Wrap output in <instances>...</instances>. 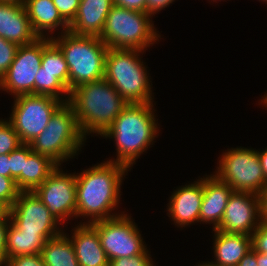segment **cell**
Masks as SVG:
<instances>
[{"label":"cell","mask_w":267,"mask_h":266,"mask_svg":"<svg viewBox=\"0 0 267 266\" xmlns=\"http://www.w3.org/2000/svg\"><path fill=\"white\" fill-rule=\"evenodd\" d=\"M20 145L22 143L10 121L0 118V155L10 154Z\"/></svg>","instance_id":"cell-27"},{"label":"cell","mask_w":267,"mask_h":266,"mask_svg":"<svg viewBox=\"0 0 267 266\" xmlns=\"http://www.w3.org/2000/svg\"><path fill=\"white\" fill-rule=\"evenodd\" d=\"M130 215V216H129ZM91 223L97 230L100 243L109 261L142 254L147 245L131 214Z\"/></svg>","instance_id":"cell-10"},{"label":"cell","mask_w":267,"mask_h":266,"mask_svg":"<svg viewBox=\"0 0 267 266\" xmlns=\"http://www.w3.org/2000/svg\"><path fill=\"white\" fill-rule=\"evenodd\" d=\"M260 223L259 195L233 191L228 199L220 225L215 230L251 236Z\"/></svg>","instance_id":"cell-14"},{"label":"cell","mask_w":267,"mask_h":266,"mask_svg":"<svg viewBox=\"0 0 267 266\" xmlns=\"http://www.w3.org/2000/svg\"><path fill=\"white\" fill-rule=\"evenodd\" d=\"M155 104L132 103L122 109L111 126L100 136L113 139L116 146V159L114 157L106 161L122 164L131 171L137 159L150 149L161 131L154 113L157 111Z\"/></svg>","instance_id":"cell-2"},{"label":"cell","mask_w":267,"mask_h":266,"mask_svg":"<svg viewBox=\"0 0 267 266\" xmlns=\"http://www.w3.org/2000/svg\"><path fill=\"white\" fill-rule=\"evenodd\" d=\"M212 233H214L212 241L214 261H207L212 266H237L252 249L250 235L226 233L213 229Z\"/></svg>","instance_id":"cell-21"},{"label":"cell","mask_w":267,"mask_h":266,"mask_svg":"<svg viewBox=\"0 0 267 266\" xmlns=\"http://www.w3.org/2000/svg\"><path fill=\"white\" fill-rule=\"evenodd\" d=\"M258 195L260 200L261 221L267 222V186Z\"/></svg>","instance_id":"cell-38"},{"label":"cell","mask_w":267,"mask_h":266,"mask_svg":"<svg viewBox=\"0 0 267 266\" xmlns=\"http://www.w3.org/2000/svg\"><path fill=\"white\" fill-rule=\"evenodd\" d=\"M85 143L74 110L66 102L54 112L47 127L29 145L33 152L47 156L61 166L76 158Z\"/></svg>","instance_id":"cell-6"},{"label":"cell","mask_w":267,"mask_h":266,"mask_svg":"<svg viewBox=\"0 0 267 266\" xmlns=\"http://www.w3.org/2000/svg\"><path fill=\"white\" fill-rule=\"evenodd\" d=\"M267 92V91H266ZM265 92V94L261 97V99H259L260 103H258L259 105H263L262 107H265L267 109V93Z\"/></svg>","instance_id":"cell-44"},{"label":"cell","mask_w":267,"mask_h":266,"mask_svg":"<svg viewBox=\"0 0 267 266\" xmlns=\"http://www.w3.org/2000/svg\"><path fill=\"white\" fill-rule=\"evenodd\" d=\"M265 180L267 181V147L265 150H257Z\"/></svg>","instance_id":"cell-42"},{"label":"cell","mask_w":267,"mask_h":266,"mask_svg":"<svg viewBox=\"0 0 267 266\" xmlns=\"http://www.w3.org/2000/svg\"><path fill=\"white\" fill-rule=\"evenodd\" d=\"M258 1H262V3L264 2L267 5V0H258Z\"/></svg>","instance_id":"cell-48"},{"label":"cell","mask_w":267,"mask_h":266,"mask_svg":"<svg viewBox=\"0 0 267 266\" xmlns=\"http://www.w3.org/2000/svg\"><path fill=\"white\" fill-rule=\"evenodd\" d=\"M175 2V0H147V13L155 17L157 13L161 10H165L166 7H169L170 4Z\"/></svg>","instance_id":"cell-37"},{"label":"cell","mask_w":267,"mask_h":266,"mask_svg":"<svg viewBox=\"0 0 267 266\" xmlns=\"http://www.w3.org/2000/svg\"><path fill=\"white\" fill-rule=\"evenodd\" d=\"M203 192V176L173 191L168 199L167 215L176 227L181 229L199 223Z\"/></svg>","instance_id":"cell-15"},{"label":"cell","mask_w":267,"mask_h":266,"mask_svg":"<svg viewBox=\"0 0 267 266\" xmlns=\"http://www.w3.org/2000/svg\"><path fill=\"white\" fill-rule=\"evenodd\" d=\"M68 103L86 139L102 136L128 104L105 78L76 86Z\"/></svg>","instance_id":"cell-3"},{"label":"cell","mask_w":267,"mask_h":266,"mask_svg":"<svg viewBox=\"0 0 267 266\" xmlns=\"http://www.w3.org/2000/svg\"><path fill=\"white\" fill-rule=\"evenodd\" d=\"M7 266H46L41 253L8 258Z\"/></svg>","instance_id":"cell-34"},{"label":"cell","mask_w":267,"mask_h":266,"mask_svg":"<svg viewBox=\"0 0 267 266\" xmlns=\"http://www.w3.org/2000/svg\"><path fill=\"white\" fill-rule=\"evenodd\" d=\"M217 1H220V2H221V1H226V0H211V2H215V3H216Z\"/></svg>","instance_id":"cell-47"},{"label":"cell","mask_w":267,"mask_h":266,"mask_svg":"<svg viewBox=\"0 0 267 266\" xmlns=\"http://www.w3.org/2000/svg\"><path fill=\"white\" fill-rule=\"evenodd\" d=\"M237 266H258L256 259V251L251 249L238 263Z\"/></svg>","instance_id":"cell-40"},{"label":"cell","mask_w":267,"mask_h":266,"mask_svg":"<svg viewBox=\"0 0 267 266\" xmlns=\"http://www.w3.org/2000/svg\"><path fill=\"white\" fill-rule=\"evenodd\" d=\"M10 221H0V265L7 266L6 234Z\"/></svg>","instance_id":"cell-35"},{"label":"cell","mask_w":267,"mask_h":266,"mask_svg":"<svg viewBox=\"0 0 267 266\" xmlns=\"http://www.w3.org/2000/svg\"><path fill=\"white\" fill-rule=\"evenodd\" d=\"M256 259L258 266H267V253L256 252Z\"/></svg>","instance_id":"cell-43"},{"label":"cell","mask_w":267,"mask_h":266,"mask_svg":"<svg viewBox=\"0 0 267 266\" xmlns=\"http://www.w3.org/2000/svg\"><path fill=\"white\" fill-rule=\"evenodd\" d=\"M78 224L68 236L79 266H109V260L101 246L96 228L89 223Z\"/></svg>","instance_id":"cell-18"},{"label":"cell","mask_w":267,"mask_h":266,"mask_svg":"<svg viewBox=\"0 0 267 266\" xmlns=\"http://www.w3.org/2000/svg\"><path fill=\"white\" fill-rule=\"evenodd\" d=\"M0 37L18 46L34 42V33L23 4L0 2Z\"/></svg>","instance_id":"cell-17"},{"label":"cell","mask_w":267,"mask_h":266,"mask_svg":"<svg viewBox=\"0 0 267 266\" xmlns=\"http://www.w3.org/2000/svg\"><path fill=\"white\" fill-rule=\"evenodd\" d=\"M62 18L70 24L76 17L80 0H52Z\"/></svg>","instance_id":"cell-32"},{"label":"cell","mask_w":267,"mask_h":266,"mask_svg":"<svg viewBox=\"0 0 267 266\" xmlns=\"http://www.w3.org/2000/svg\"><path fill=\"white\" fill-rule=\"evenodd\" d=\"M219 158L213 174L234 191L259 194L267 186L256 149L230 148L223 151Z\"/></svg>","instance_id":"cell-8"},{"label":"cell","mask_w":267,"mask_h":266,"mask_svg":"<svg viewBox=\"0 0 267 266\" xmlns=\"http://www.w3.org/2000/svg\"><path fill=\"white\" fill-rule=\"evenodd\" d=\"M41 67L44 72L55 74L69 90V69L64 54L50 38H43Z\"/></svg>","instance_id":"cell-25"},{"label":"cell","mask_w":267,"mask_h":266,"mask_svg":"<svg viewBox=\"0 0 267 266\" xmlns=\"http://www.w3.org/2000/svg\"><path fill=\"white\" fill-rule=\"evenodd\" d=\"M196 266H212V265H210L207 261L205 262H201V263H198Z\"/></svg>","instance_id":"cell-46"},{"label":"cell","mask_w":267,"mask_h":266,"mask_svg":"<svg viewBox=\"0 0 267 266\" xmlns=\"http://www.w3.org/2000/svg\"><path fill=\"white\" fill-rule=\"evenodd\" d=\"M18 190L12 178L0 175V199L12 206L18 197Z\"/></svg>","instance_id":"cell-31"},{"label":"cell","mask_w":267,"mask_h":266,"mask_svg":"<svg viewBox=\"0 0 267 266\" xmlns=\"http://www.w3.org/2000/svg\"><path fill=\"white\" fill-rule=\"evenodd\" d=\"M10 219L20 233L43 234L48 240L65 231L33 191L18 194Z\"/></svg>","instance_id":"cell-13"},{"label":"cell","mask_w":267,"mask_h":266,"mask_svg":"<svg viewBox=\"0 0 267 266\" xmlns=\"http://www.w3.org/2000/svg\"><path fill=\"white\" fill-rule=\"evenodd\" d=\"M144 52L109 48L106 54L104 78L128 104L154 103L152 78L142 59Z\"/></svg>","instance_id":"cell-4"},{"label":"cell","mask_w":267,"mask_h":266,"mask_svg":"<svg viewBox=\"0 0 267 266\" xmlns=\"http://www.w3.org/2000/svg\"><path fill=\"white\" fill-rule=\"evenodd\" d=\"M59 165L47 156L35 153L27 144V160L21 172V192H32L39 187Z\"/></svg>","instance_id":"cell-22"},{"label":"cell","mask_w":267,"mask_h":266,"mask_svg":"<svg viewBox=\"0 0 267 266\" xmlns=\"http://www.w3.org/2000/svg\"><path fill=\"white\" fill-rule=\"evenodd\" d=\"M11 206L0 199V221H11Z\"/></svg>","instance_id":"cell-41"},{"label":"cell","mask_w":267,"mask_h":266,"mask_svg":"<svg viewBox=\"0 0 267 266\" xmlns=\"http://www.w3.org/2000/svg\"><path fill=\"white\" fill-rule=\"evenodd\" d=\"M43 38L19 46L13 62L0 79V90L13 98L24 94H35V76L41 67Z\"/></svg>","instance_id":"cell-11"},{"label":"cell","mask_w":267,"mask_h":266,"mask_svg":"<svg viewBox=\"0 0 267 266\" xmlns=\"http://www.w3.org/2000/svg\"><path fill=\"white\" fill-rule=\"evenodd\" d=\"M128 171L122 164L103 161L80 173L75 172L76 219L87 218L86 222L82 219L79 223L91 224L126 212L114 210L120 206L121 186Z\"/></svg>","instance_id":"cell-1"},{"label":"cell","mask_w":267,"mask_h":266,"mask_svg":"<svg viewBox=\"0 0 267 266\" xmlns=\"http://www.w3.org/2000/svg\"><path fill=\"white\" fill-rule=\"evenodd\" d=\"M64 102L47 95L24 94L14 97L8 120L22 144H30L47 127L54 112Z\"/></svg>","instance_id":"cell-9"},{"label":"cell","mask_w":267,"mask_h":266,"mask_svg":"<svg viewBox=\"0 0 267 266\" xmlns=\"http://www.w3.org/2000/svg\"><path fill=\"white\" fill-rule=\"evenodd\" d=\"M0 2L14 3V4H24L25 0H0Z\"/></svg>","instance_id":"cell-45"},{"label":"cell","mask_w":267,"mask_h":266,"mask_svg":"<svg viewBox=\"0 0 267 266\" xmlns=\"http://www.w3.org/2000/svg\"><path fill=\"white\" fill-rule=\"evenodd\" d=\"M18 45L0 37V79L13 62Z\"/></svg>","instance_id":"cell-29"},{"label":"cell","mask_w":267,"mask_h":266,"mask_svg":"<svg viewBox=\"0 0 267 266\" xmlns=\"http://www.w3.org/2000/svg\"><path fill=\"white\" fill-rule=\"evenodd\" d=\"M204 176V192L199 215V222L213 225L215 230L223 218L228 199L234 191L226 182L215 174Z\"/></svg>","instance_id":"cell-16"},{"label":"cell","mask_w":267,"mask_h":266,"mask_svg":"<svg viewBox=\"0 0 267 266\" xmlns=\"http://www.w3.org/2000/svg\"><path fill=\"white\" fill-rule=\"evenodd\" d=\"M55 35L51 40L63 52L68 65L69 91L104 78L109 47L99 37L77 35L70 31Z\"/></svg>","instance_id":"cell-5"},{"label":"cell","mask_w":267,"mask_h":266,"mask_svg":"<svg viewBox=\"0 0 267 266\" xmlns=\"http://www.w3.org/2000/svg\"><path fill=\"white\" fill-rule=\"evenodd\" d=\"M61 167L58 166L33 192L53 218L65 227L66 221L76 219V176L75 173H65Z\"/></svg>","instance_id":"cell-12"},{"label":"cell","mask_w":267,"mask_h":266,"mask_svg":"<svg viewBox=\"0 0 267 266\" xmlns=\"http://www.w3.org/2000/svg\"><path fill=\"white\" fill-rule=\"evenodd\" d=\"M47 240L43 234L20 233V230L10 221L6 234L7 257L41 253Z\"/></svg>","instance_id":"cell-24"},{"label":"cell","mask_w":267,"mask_h":266,"mask_svg":"<svg viewBox=\"0 0 267 266\" xmlns=\"http://www.w3.org/2000/svg\"><path fill=\"white\" fill-rule=\"evenodd\" d=\"M23 5L31 27L39 38L52 39L56 30L58 35L69 31V24L59 14L52 0H25Z\"/></svg>","instance_id":"cell-19"},{"label":"cell","mask_w":267,"mask_h":266,"mask_svg":"<svg viewBox=\"0 0 267 266\" xmlns=\"http://www.w3.org/2000/svg\"><path fill=\"white\" fill-rule=\"evenodd\" d=\"M150 251L146 249L142 254L131 257H121L109 261V266H156Z\"/></svg>","instance_id":"cell-30"},{"label":"cell","mask_w":267,"mask_h":266,"mask_svg":"<svg viewBox=\"0 0 267 266\" xmlns=\"http://www.w3.org/2000/svg\"><path fill=\"white\" fill-rule=\"evenodd\" d=\"M252 249L258 253H267V222L261 221L258 228L252 233Z\"/></svg>","instance_id":"cell-33"},{"label":"cell","mask_w":267,"mask_h":266,"mask_svg":"<svg viewBox=\"0 0 267 266\" xmlns=\"http://www.w3.org/2000/svg\"><path fill=\"white\" fill-rule=\"evenodd\" d=\"M10 178H12L18 190L21 192V172L23 171L24 160H27V144L20 145L9 154Z\"/></svg>","instance_id":"cell-28"},{"label":"cell","mask_w":267,"mask_h":266,"mask_svg":"<svg viewBox=\"0 0 267 266\" xmlns=\"http://www.w3.org/2000/svg\"><path fill=\"white\" fill-rule=\"evenodd\" d=\"M41 256L46 266H79L73 245L64 231L45 242Z\"/></svg>","instance_id":"cell-23"},{"label":"cell","mask_w":267,"mask_h":266,"mask_svg":"<svg viewBox=\"0 0 267 266\" xmlns=\"http://www.w3.org/2000/svg\"><path fill=\"white\" fill-rule=\"evenodd\" d=\"M35 94L55 97L64 103L69 101L70 91L55 74L44 72L40 67L35 76Z\"/></svg>","instance_id":"cell-26"},{"label":"cell","mask_w":267,"mask_h":266,"mask_svg":"<svg viewBox=\"0 0 267 266\" xmlns=\"http://www.w3.org/2000/svg\"><path fill=\"white\" fill-rule=\"evenodd\" d=\"M0 175L10 178L9 154L0 155Z\"/></svg>","instance_id":"cell-39"},{"label":"cell","mask_w":267,"mask_h":266,"mask_svg":"<svg viewBox=\"0 0 267 266\" xmlns=\"http://www.w3.org/2000/svg\"><path fill=\"white\" fill-rule=\"evenodd\" d=\"M115 6L147 12V0H113Z\"/></svg>","instance_id":"cell-36"},{"label":"cell","mask_w":267,"mask_h":266,"mask_svg":"<svg viewBox=\"0 0 267 266\" xmlns=\"http://www.w3.org/2000/svg\"><path fill=\"white\" fill-rule=\"evenodd\" d=\"M152 18L147 12L114 5L99 38L109 48L146 51L162 39Z\"/></svg>","instance_id":"cell-7"},{"label":"cell","mask_w":267,"mask_h":266,"mask_svg":"<svg viewBox=\"0 0 267 266\" xmlns=\"http://www.w3.org/2000/svg\"><path fill=\"white\" fill-rule=\"evenodd\" d=\"M113 6V0H80L77 15L69 24V31L77 35L100 37Z\"/></svg>","instance_id":"cell-20"}]
</instances>
